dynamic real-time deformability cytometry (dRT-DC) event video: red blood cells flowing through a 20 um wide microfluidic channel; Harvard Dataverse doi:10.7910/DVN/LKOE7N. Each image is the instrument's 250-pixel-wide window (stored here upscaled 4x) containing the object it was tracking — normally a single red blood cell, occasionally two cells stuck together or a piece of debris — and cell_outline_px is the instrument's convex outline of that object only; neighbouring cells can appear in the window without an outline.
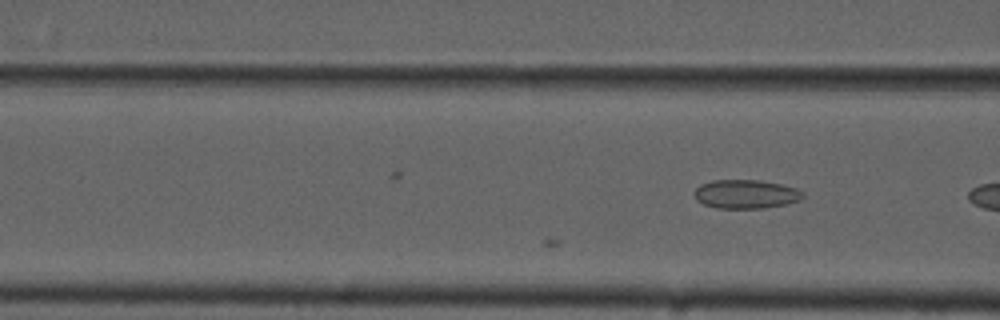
{"species": "common noctule bat (a hibernating species)", "species_latin": "Nyctalus noctula", "temperature_condition": "cold", "stored_images_in_passage": 18, "camera_frame_rate_fps": 3000, "um_per_image_px": 0.085, "animal": {"sex": "male", "forearm_length_mm": 52.5}, "frame": {"image": 1, "passage_image": 18, "time_ms": 5.667, "image_size_px": [1000, 320], "cell_outline_px": [[804, 196], [800, 200], [784, 204], [764, 208], [716, 208], [704, 204], [696, 200], [692, 192], [700, 184], [712, 180], [760, 180], [780, 184], [796, 188], [804, 192]], "centroid_in_image_um": [63.36, 16.49], "position_along_channel_um": 103.2, "area_um2": 18.32}}